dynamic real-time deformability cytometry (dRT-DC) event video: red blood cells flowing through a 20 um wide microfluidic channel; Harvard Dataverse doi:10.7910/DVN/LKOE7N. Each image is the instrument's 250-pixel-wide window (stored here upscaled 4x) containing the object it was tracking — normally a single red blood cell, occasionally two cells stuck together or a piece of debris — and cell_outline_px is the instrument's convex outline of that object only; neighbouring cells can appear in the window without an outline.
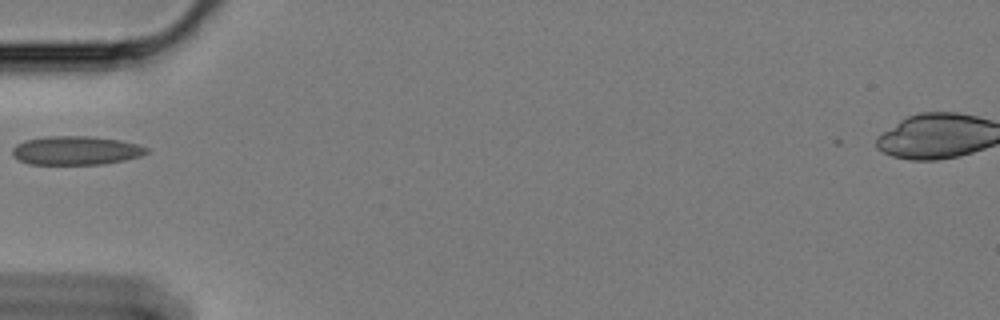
{"species": "Egyptian fruit bat (a non-hibernating species)", "species_latin": "Rousettus aegyptiacus", "temperature_condition": "cold", "stored_images_in_passage": 41, "camera_frame_rate_fps": 3000, "um_per_image_px": 0.085, "animal": {"sex": "female"}, "frame": {"image": 1, "passage_image": 2, "time_ms": 0.333, "image_size_px": [1000, 320], "cell_outline_px": [[148, 152], [140, 156], [124, 160], [100, 164], [28, 164], [12, 156], [12, 148], [16, 144], [24, 140], [44, 136], [92, 136], [120, 140], [136, 144], [148, 148]], "centroid_in_image_um": [6.41, 12.78], "position_along_channel_um": 78.6, "area_um2": 22.54}}
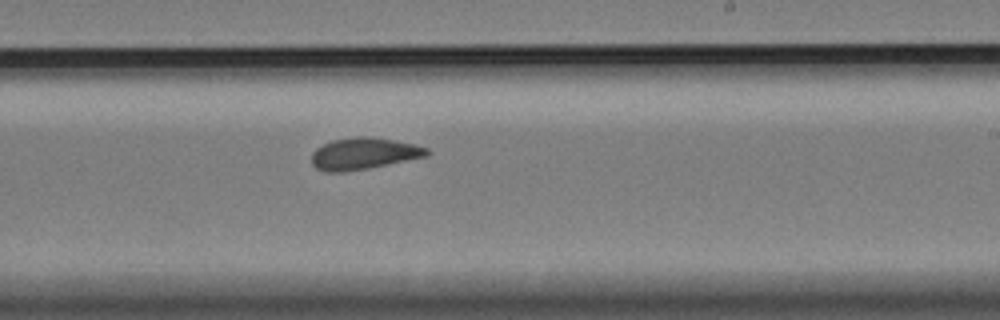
{"frame": {"image": 2, "passage_image": 18, "time_ms": 5.667, "image_size_px": [1000, 320], "cell_outline_px": [[432, 152], [428, 156], [368, 168], [344, 172], [328, 172], [316, 168], [312, 164], [312, 152], [316, 148], [332, 140], [356, 136], [364, 136], [392, 140], [412, 144], [428, 148]], "centroid_in_image_um": [30.91, 13.06], "position_along_channel_um": 258.1, "area_um2": 21.15}}
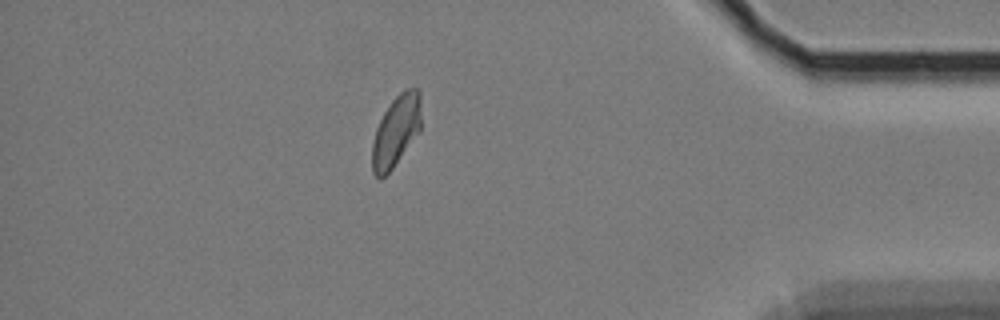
{"frame": {"image": 3, "passage_image": 34, "time_ms": 11.0, "image_size_px": [1000, 320], "cell_outline_px": [[420, 132], [392, 168], [380, 180], [372, 172], [372, 144], [376, 128], [384, 112], [392, 100], [404, 88], [420, 88]], "centroid_in_image_um": [33.66, 11.12], "position_along_channel_um": 401.5, "area_um2": 20.29}, "authors_computed_cell_mechanics": {"area_um2": 20.7502, "velocity_mm_per_s": 3.3581, "shape_relaxation_time_tau1_ms": 11.056, "shape_relaxation_time_tau2_ms": 2.3321, "deformation_change_tau1": 0.1448, "deformation_change_tau2": 0.0621}}